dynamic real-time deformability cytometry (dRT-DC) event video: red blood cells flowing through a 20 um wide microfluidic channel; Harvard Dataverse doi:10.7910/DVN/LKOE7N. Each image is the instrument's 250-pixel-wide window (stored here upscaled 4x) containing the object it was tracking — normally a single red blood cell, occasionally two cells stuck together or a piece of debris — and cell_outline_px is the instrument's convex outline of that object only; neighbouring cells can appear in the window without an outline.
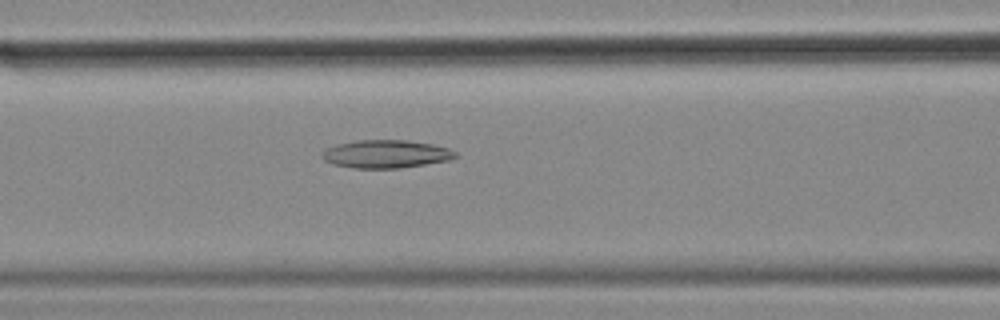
{"species": "common noctule bat (a hibernating species)", "species_latin": "Nyctalus noctula", "temperature_condition": "cold", "stored_images_in_passage": 56, "camera_frame_rate_fps": 3000, "um_per_image_px": 0.085, "animal": {"sex": "female", "body_mass_g": 18.4}, "frame": {"image": 1, "passage_image": 23, "time_ms": 7.333, "image_size_px": [1000, 320], "cell_outline_px": [[456, 156], [448, 160], [400, 168], [352, 168], [332, 164], [324, 160], [320, 156], [320, 152], [336, 144], [356, 140], [404, 140], [432, 144], [448, 148], [456, 152]], "centroid_in_image_um": [32.74, 13.09], "position_along_channel_um": 133.9, "area_um2": 21.73}}
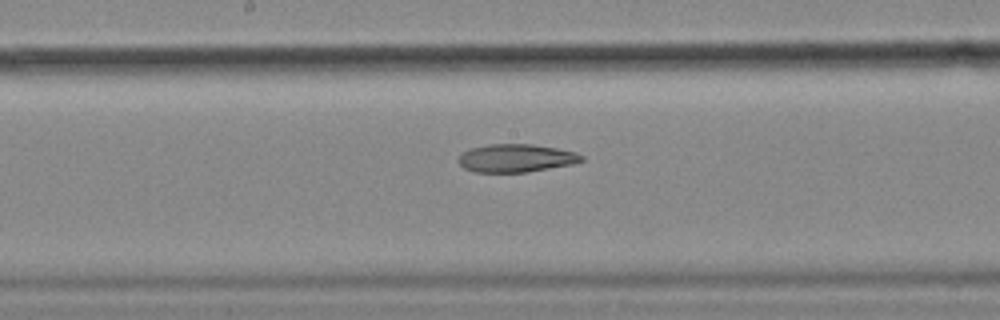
{"frame": {"image": 2, "passage_image": 29, "time_ms": 9.333, "image_size_px": [1000, 320], "cell_outline_px": [[584, 160], [572, 164], [528, 172], [476, 172], [464, 168], [460, 164], [460, 156], [464, 152], [472, 148], [488, 144], [532, 144], [556, 148], [576, 152], [584, 156]], "centroid_in_image_um": [43.9, 13.44], "position_along_channel_um": 204.3, "area_um2": 19.94}}
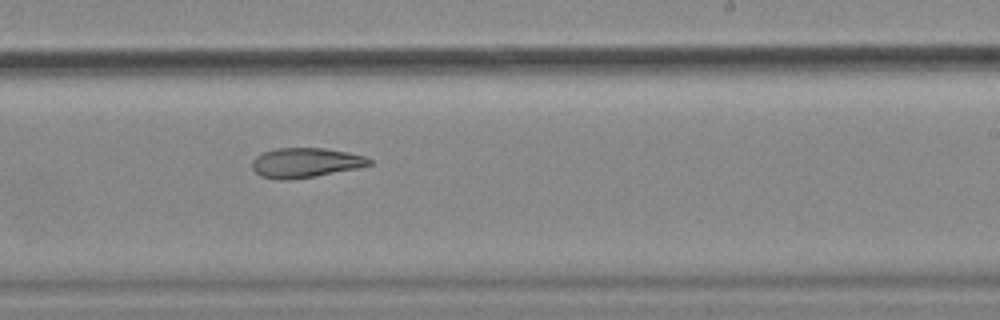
{"frame": {"image": 3, "passage_image": 34, "time_ms": 11.0, "image_size_px": [1000, 320], "cell_outline_px": [[372, 164], [356, 168], [316, 176], [292, 180], [280, 180], [260, 176], [252, 168], [252, 160], [256, 156], [264, 152], [276, 148], [324, 148], [348, 152], [364, 156], [372, 160]], "centroid_in_image_um": [25.94, 13.83], "position_along_channel_um": 263.1, "area_um2": 20.29}}